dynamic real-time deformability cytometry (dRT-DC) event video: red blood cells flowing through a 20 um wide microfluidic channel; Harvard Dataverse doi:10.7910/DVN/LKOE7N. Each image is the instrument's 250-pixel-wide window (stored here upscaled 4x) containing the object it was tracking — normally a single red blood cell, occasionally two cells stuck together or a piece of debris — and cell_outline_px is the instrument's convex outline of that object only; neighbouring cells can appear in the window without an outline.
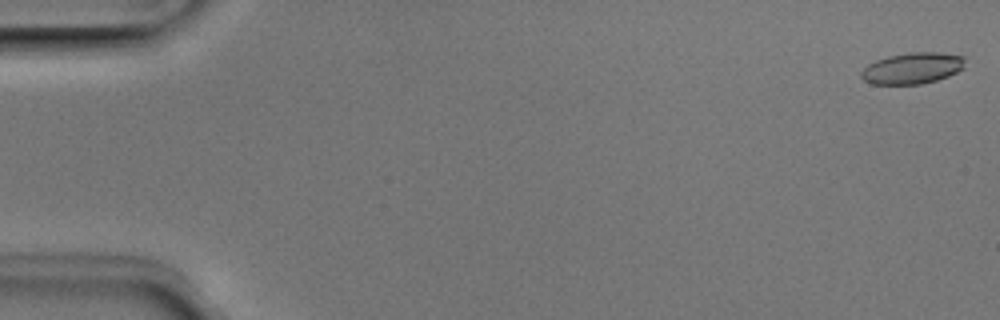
{"species": "Egyptian fruit bat (a non-hibernating species)", "species_latin": "Rousettus aegyptiacus", "temperature_condition": "room temperature", "stored_images_in_passage": 4, "camera_frame_rate_fps": 3000, "um_per_image_px": 0.085, "animal": {"sex": "male"}, "frame": {"image": 1, "passage_image": 1, "time_ms": 0.0, "image_size_px": [1000, 320], "cell_outline_px": [[964, 68], [948, 76], [936, 80], [920, 84], [872, 84], [864, 80], [860, 76], [860, 72], [868, 64], [876, 60], [888, 56], [908, 52], [940, 52], [964, 56]], "centroid_in_image_um": [77.54, 5.79], "position_along_channel_um": 7.5, "area_um2": 18.96}}